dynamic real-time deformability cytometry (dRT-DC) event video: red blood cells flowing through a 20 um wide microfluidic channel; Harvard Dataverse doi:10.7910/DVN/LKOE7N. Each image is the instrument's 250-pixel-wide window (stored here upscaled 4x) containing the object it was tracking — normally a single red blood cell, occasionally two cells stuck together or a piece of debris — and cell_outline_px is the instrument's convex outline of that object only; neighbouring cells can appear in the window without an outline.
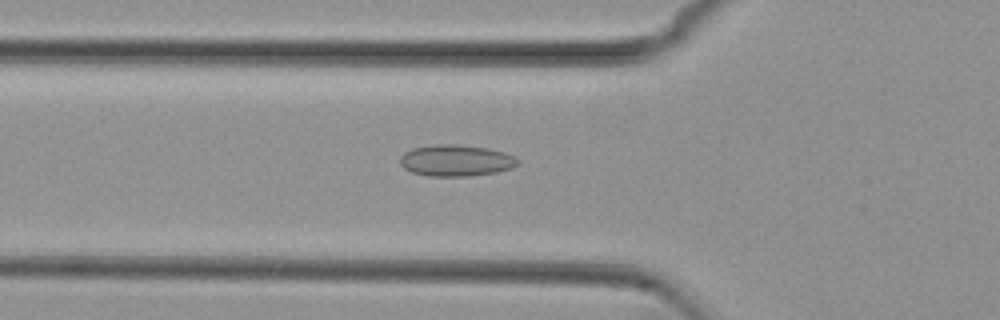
{"species": "common noctule bat (a hibernating species)", "species_latin": "Nyctalus noctula", "temperature_condition": "cold", "stored_images_in_passage": 37, "camera_frame_rate_fps": 3000, "um_per_image_px": 0.085, "animal": {"sex": "female", "body_mass_g": 29.2, "forearm_length_mm": 56.3}, "frame": {"image": 1, "passage_image": 2, "time_ms": 0.333, "image_size_px": [1000, 320], "cell_outline_px": [[520, 164], [512, 168], [496, 172], [468, 176], [428, 176], [412, 172], [404, 168], [400, 164], [400, 156], [404, 152], [412, 148], [436, 144], [456, 144], [488, 148], [504, 152], [520, 160]], "centroid_in_image_um": [38.76, 13.64], "position_along_channel_um": 87.0, "area_um2": 21.68}}
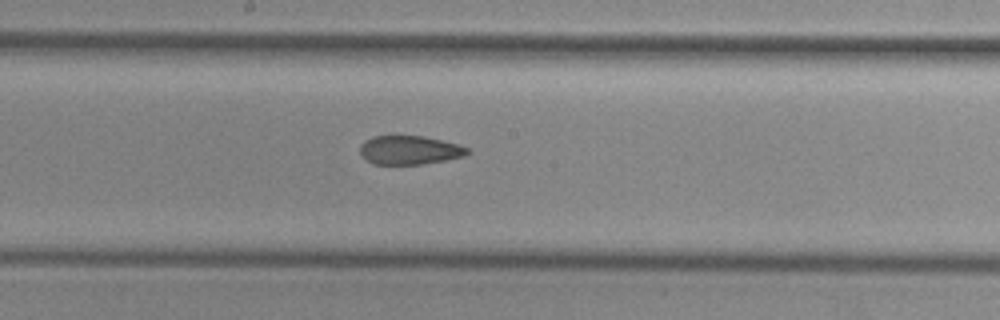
{"frame": {"image": 2, "passage_image": 12, "time_ms": 3.667, "image_size_px": [1000, 320], "cell_outline_px": [[472, 152], [464, 156], [444, 160], [420, 164], [372, 164], [360, 152], [360, 144], [364, 140], [372, 136], [424, 136], [460, 144], [468, 148]], "centroid_in_image_um": [34.83, 12.74], "position_along_channel_um": 213.4, "area_um2": 18.03}}
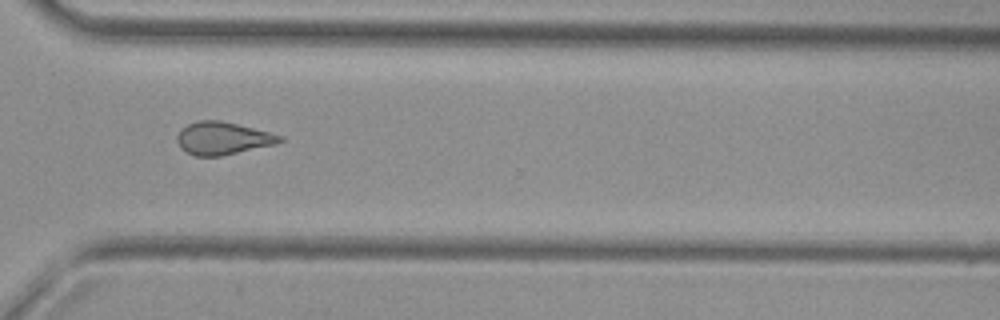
{"frame": {"image": 3, "passage_image": 23, "time_ms": 7.333, "image_size_px": [1000, 320], "cell_outline_px": [[284, 140], [276, 144], [220, 156], [196, 156], [180, 148], [176, 140], [176, 136], [180, 128], [196, 120], [220, 120], [284, 136]], "centroid_in_image_um": [18.9, 11.75], "position_along_channel_um": 351.7, "area_um2": 19.54}}